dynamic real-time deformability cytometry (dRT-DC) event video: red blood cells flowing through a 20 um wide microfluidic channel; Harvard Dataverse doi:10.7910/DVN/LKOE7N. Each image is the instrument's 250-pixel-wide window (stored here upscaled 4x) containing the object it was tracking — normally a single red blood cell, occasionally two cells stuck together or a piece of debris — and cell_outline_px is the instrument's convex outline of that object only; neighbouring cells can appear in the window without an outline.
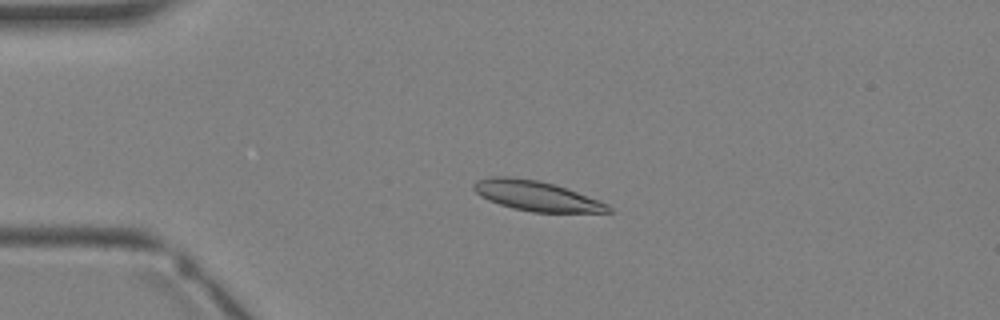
{"species": "Egyptian fruit bat (a non-hibernating species)", "species_latin": "Rousettus aegyptiacus", "temperature_condition": "warm", "stored_images_in_passage": 2, "camera_frame_rate_fps": 3000, "um_per_image_px": 0.085, "animal": {"sex": "female"}, "frame": {"image": 1, "passage_image": 2, "time_ms": 1.0, "image_size_px": [1000, 320], "cell_outline_px": [[612, 212], [532, 212], [512, 208], [488, 200], [480, 196], [472, 188], [472, 184], [476, 180], [492, 176], [508, 176], [540, 180], [556, 184], [600, 200], [608, 204], [612, 208]], "centroid_in_image_um": [45.58, 16.63], "position_along_channel_um": 39.4, "area_um2": 23.76}}